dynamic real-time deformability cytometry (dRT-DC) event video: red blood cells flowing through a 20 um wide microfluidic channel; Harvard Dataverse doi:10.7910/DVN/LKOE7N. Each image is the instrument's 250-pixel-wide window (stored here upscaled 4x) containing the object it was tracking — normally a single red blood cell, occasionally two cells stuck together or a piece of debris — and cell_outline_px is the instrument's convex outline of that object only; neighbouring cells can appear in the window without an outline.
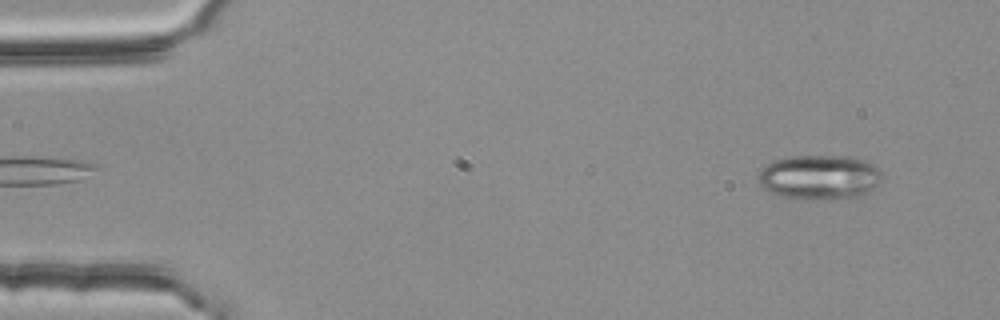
{"species": "common noctule bat (a hibernating species)", "species_latin": "Nyctalus noctula", "temperature_condition": "room temperature", "stored_images_in_passage": 52, "camera_frame_rate_fps": 3000, "um_per_image_px": 0.085, "animal": {"sex": "female", "body_mass_g": 25.1}, "frame": {"image": 1, "passage_image": 2, "time_ms": 0.333, "image_size_px": [1000, 320], "cell_outline_px": [[884, 176], [868, 192], [860, 196], [784, 196], [772, 192], [764, 188], [756, 180], [756, 176], [772, 160], [788, 156], [856, 156], [872, 164]], "centroid_in_image_um": [69.64, 14.98], "position_along_channel_um": 15.4, "area_um2": 30.98}}
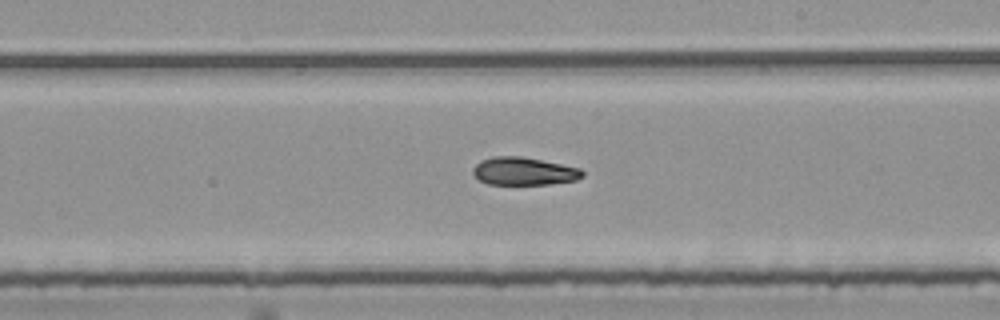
{"frame": {"image": 2, "passage_image": 29, "time_ms": 9.333, "image_size_px": [1000, 320], "cell_outline_px": [[584, 176], [576, 180], [548, 184], [488, 184], [480, 180], [472, 172], [472, 168], [480, 160], [492, 156], [520, 156], [580, 168], [584, 172]], "centroid_in_image_um": [44.51, 14.55], "position_along_channel_um": 244.5, "area_um2": 17.69}}
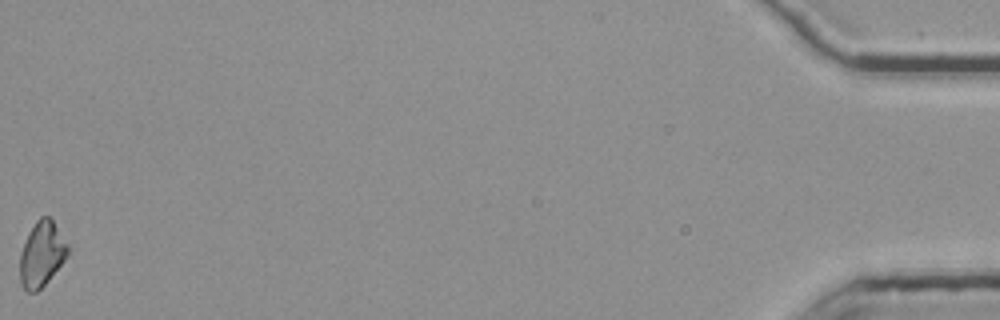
{"frame": {"image": 3, "passage_image": 52, "time_ms": 17.0, "image_size_px": [1000, 320], "cell_outline_px": [[68, 256], [48, 280], [36, 292], [28, 292], [20, 284], [20, 252], [28, 232], [36, 220], [40, 216], [48, 216], [52, 220], [68, 244]], "centroid_in_image_um": [3.53, 21.59], "position_along_channel_um": 431.7, "area_um2": 18.09}, "authors_computed_cell_mechanics": {"area_um2": 18.2937, "velocity_mm_per_s": 3.7829, "shape_relaxation_time_tau1_ms": null, "shape_relaxation_time_tau2_ms": 3.7339, "deformation_change_tau1": null, "deformation_change_tau2": 0.0884}}